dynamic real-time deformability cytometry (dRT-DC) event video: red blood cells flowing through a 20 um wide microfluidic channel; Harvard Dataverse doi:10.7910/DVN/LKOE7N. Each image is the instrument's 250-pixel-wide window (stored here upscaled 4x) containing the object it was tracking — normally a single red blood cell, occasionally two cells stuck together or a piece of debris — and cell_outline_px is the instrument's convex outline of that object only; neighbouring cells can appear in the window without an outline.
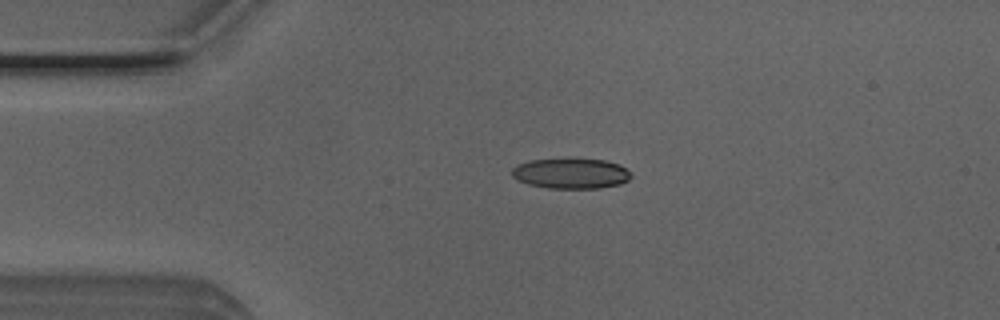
{"species": "Egyptian fruit bat (a non-hibernating species)", "species_latin": "Rousettus aegyptiacus", "temperature_condition": "room temperature", "stored_images_in_passage": 41, "camera_frame_rate_fps": 3000, "um_per_image_px": 0.085, "animal": {"sex": "male"}, "frame": {"image": 1, "passage_image": 2, "time_ms": 0.333, "image_size_px": [1000, 320], "cell_outline_px": [[632, 176], [628, 180], [620, 184], [600, 188], [548, 188], [528, 184], [516, 180], [512, 176], [512, 168], [516, 164], [528, 160], [568, 156], [572, 156], [604, 160], [620, 164], [632, 172]], "centroid_in_image_um": [48.52, 14.69], "position_along_channel_um": 36.5, "area_um2": 22.14}}
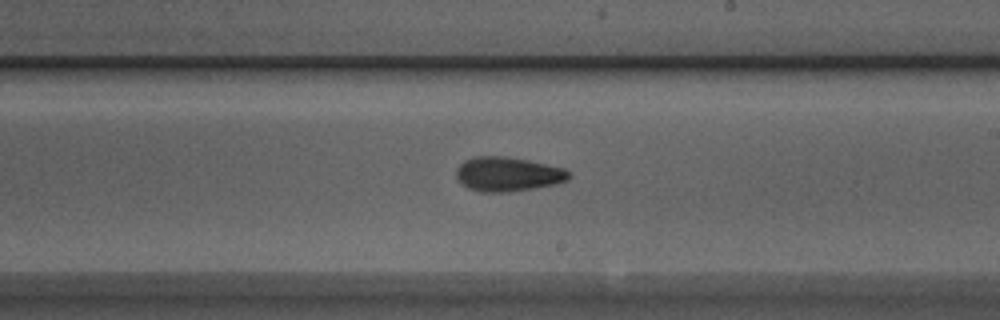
{"frame": {"image": 2, "passage_image": 20, "time_ms": 6.333, "image_size_px": [1000, 320], "cell_outline_px": [[572, 176], [568, 180], [556, 184], [508, 192], [480, 192], [468, 188], [460, 184], [456, 176], [456, 168], [464, 160], [476, 156], [504, 156], [528, 160], [564, 168]], "centroid_in_image_um": [43.13, 14.8], "position_along_channel_um": 245.9, "area_um2": 22.66}}
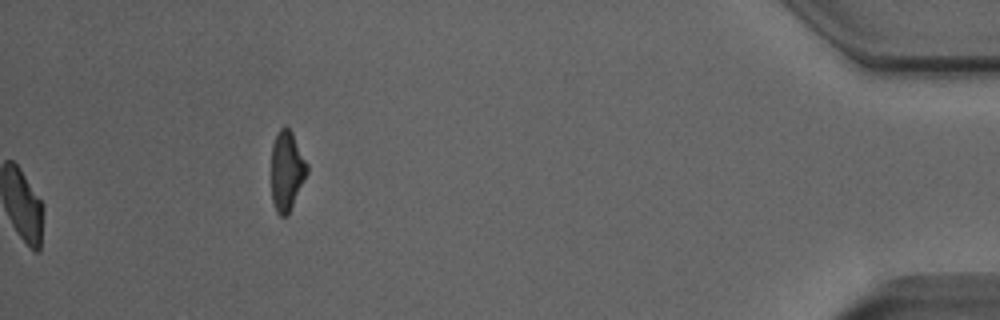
{"frame": {"image": 3, "passage_image": 41, "time_ms": 13.333, "image_size_px": [1000, 320], "cell_outline_px": [[308, 172], [288, 216], [280, 216], [276, 212], [272, 200], [272, 144], [280, 128], [288, 128], [292, 132], [308, 164]], "centroid_in_image_um": [24.38, 14.55], "position_along_channel_um": 410.8, "area_um2": 16.53}, "authors_computed_cell_mechanics": {"area_um2": 21.2704, "velocity_mm_per_s": 4.0079, "shape_relaxation_time_tau1_ms": 9.3894, "shape_relaxation_time_tau2_ms": 4.2212, "deformation_change_tau1": 0.204, "deformation_change_tau2": 0.1176}}